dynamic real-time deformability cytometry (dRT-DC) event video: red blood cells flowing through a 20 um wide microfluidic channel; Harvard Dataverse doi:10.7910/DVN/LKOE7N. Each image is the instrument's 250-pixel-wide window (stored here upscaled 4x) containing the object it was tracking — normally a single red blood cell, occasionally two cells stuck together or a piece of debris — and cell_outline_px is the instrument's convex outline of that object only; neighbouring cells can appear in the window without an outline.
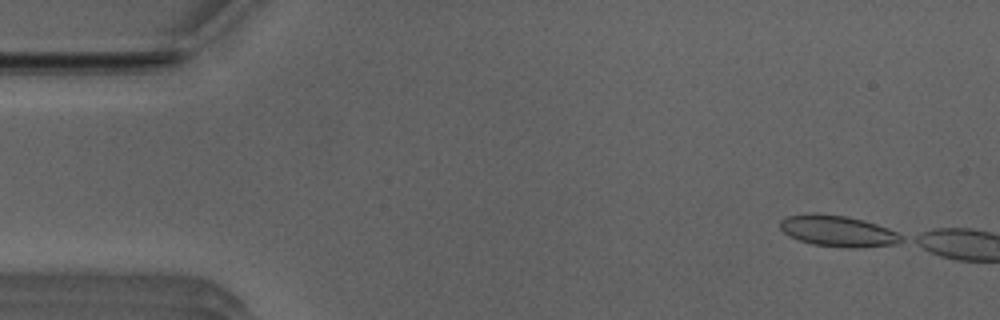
{"species": "Egyptian fruit bat (a non-hibernating species)", "species_latin": "Rousettus aegyptiacus", "temperature_condition": "room temperature", "stored_images_in_passage": 1, "camera_frame_rate_fps": 3000, "um_per_image_px": 0.085, "animal": {"sex": "male"}, "frame": {"image": 1, "passage_image": 1, "time_ms": 0.0, "image_size_px": [1000, 320], "cell_outline_px": [[904, 240], [896, 244], [856, 248], [848, 248], [812, 244], [788, 236], [780, 228], [780, 220], [784, 216], [808, 212], [816, 212], [848, 216], [864, 220], [888, 228], [904, 236]], "centroid_in_image_um": [71.19, 19.62], "position_along_channel_um": 13.8, "area_um2": 22.43}}